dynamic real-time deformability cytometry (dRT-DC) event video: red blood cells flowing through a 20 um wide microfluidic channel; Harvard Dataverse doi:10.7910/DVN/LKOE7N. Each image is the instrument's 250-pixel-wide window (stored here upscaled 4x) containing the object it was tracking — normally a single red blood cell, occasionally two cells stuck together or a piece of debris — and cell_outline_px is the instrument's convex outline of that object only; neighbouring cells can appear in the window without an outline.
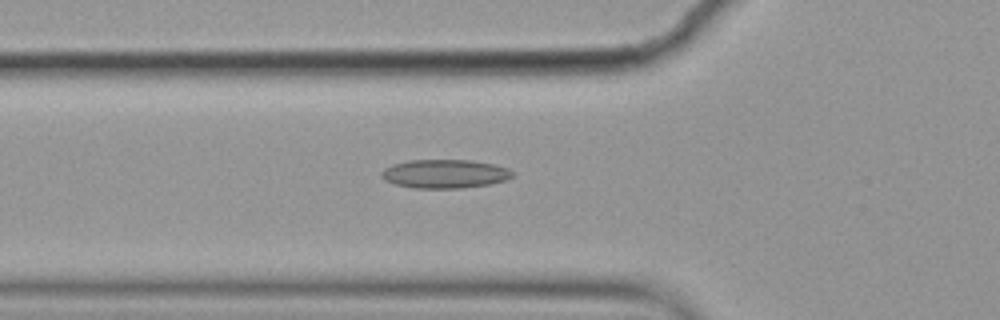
{"species": "common noctule bat (a hibernating species)", "species_latin": "Nyctalus noctula", "temperature_condition": "cold", "stored_images_in_passage": 57, "camera_frame_rate_fps": 3000, "um_per_image_px": 0.085, "animal": {"sex": "female", "body_mass_g": 19.9}, "frame": {"image": 1, "passage_image": 19, "time_ms": 6.0, "image_size_px": [1000, 320], "cell_outline_px": [[512, 176], [504, 180], [488, 184], [460, 188], [412, 188], [396, 184], [384, 180], [380, 176], [380, 172], [384, 168], [392, 164], [408, 160], [472, 160], [496, 164], [508, 168], [512, 172]], "centroid_in_image_um": [37.76, 14.76], "position_along_channel_um": 88.0, "area_um2": 21.96}}
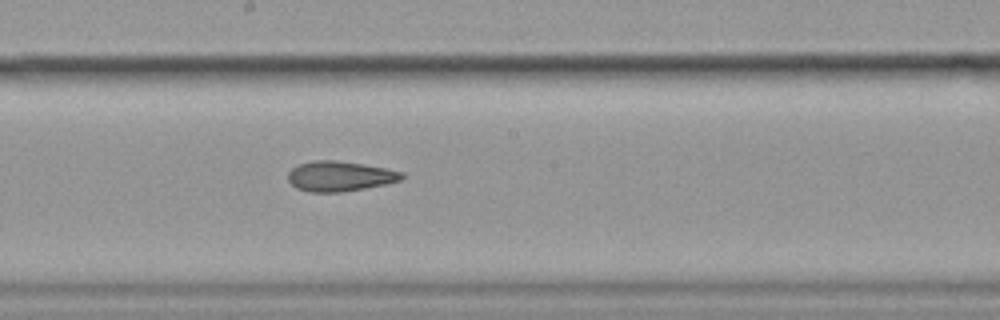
{"frame": {"image": 2, "passage_image": 30, "time_ms": 9.667, "image_size_px": [1000, 320], "cell_outline_px": [[404, 176], [400, 180], [388, 184], [340, 192], [308, 192], [296, 188], [288, 180], [288, 172], [292, 168], [300, 164], [316, 160], [336, 160], [364, 164], [388, 168], [404, 172]], "centroid_in_image_um": [28.91, 14.97], "position_along_channel_um": 219.3, "area_um2": 20.06}}
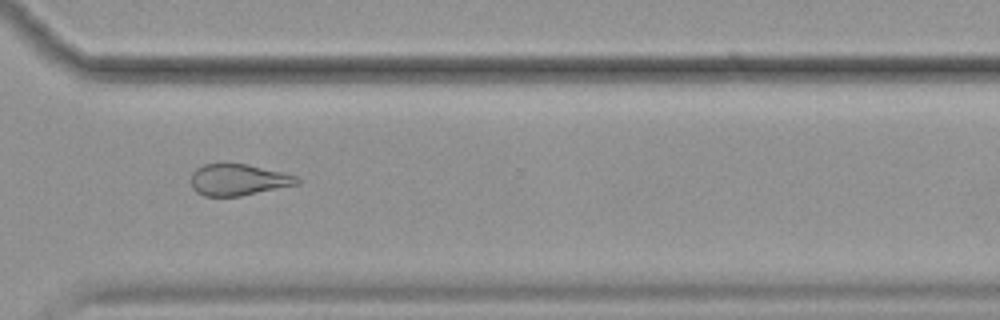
{"frame": {"image": 3, "passage_image": 41, "time_ms": 13.333, "image_size_px": [1000, 320], "cell_outline_px": [[300, 184], [240, 196], [204, 196], [196, 192], [192, 188], [192, 172], [196, 168], [204, 164], [248, 164], [296, 176], [300, 180]], "centroid_in_image_um": [20.24, 15.29], "position_along_channel_um": 350.4, "area_um2": 19.31}}